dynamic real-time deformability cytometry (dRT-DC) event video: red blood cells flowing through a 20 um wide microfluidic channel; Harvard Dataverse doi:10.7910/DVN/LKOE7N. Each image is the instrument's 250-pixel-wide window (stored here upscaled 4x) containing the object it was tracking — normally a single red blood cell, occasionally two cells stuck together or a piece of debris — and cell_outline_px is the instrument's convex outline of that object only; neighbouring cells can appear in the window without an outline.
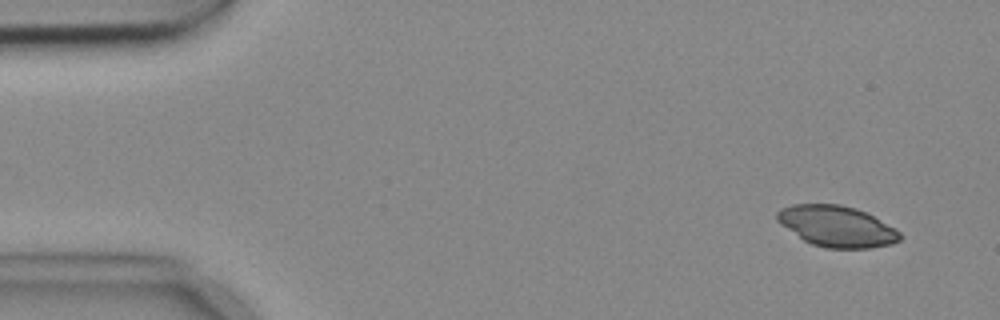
{"species": "common noctule bat (a hibernating species)", "species_latin": "Nyctalus noctula", "temperature_condition": "cold", "stored_images_in_passage": 4, "camera_frame_rate_fps": 3000, "um_per_image_px": 0.085, "animal": {"sex": "female", "body_mass_g": 18.4}, "frame": {"image": 1, "passage_image": 1, "time_ms": 0.0, "image_size_px": [1000, 320], "cell_outline_px": [[904, 236], [900, 240], [892, 244], [868, 248], [824, 248], [812, 244], [804, 240], [780, 224], [776, 220], [776, 212], [780, 208], [792, 204], [840, 204], [856, 208], [896, 228]], "centroid_in_image_um": [71.12, 19.23], "position_along_channel_um": 13.9, "area_um2": 29.42}}